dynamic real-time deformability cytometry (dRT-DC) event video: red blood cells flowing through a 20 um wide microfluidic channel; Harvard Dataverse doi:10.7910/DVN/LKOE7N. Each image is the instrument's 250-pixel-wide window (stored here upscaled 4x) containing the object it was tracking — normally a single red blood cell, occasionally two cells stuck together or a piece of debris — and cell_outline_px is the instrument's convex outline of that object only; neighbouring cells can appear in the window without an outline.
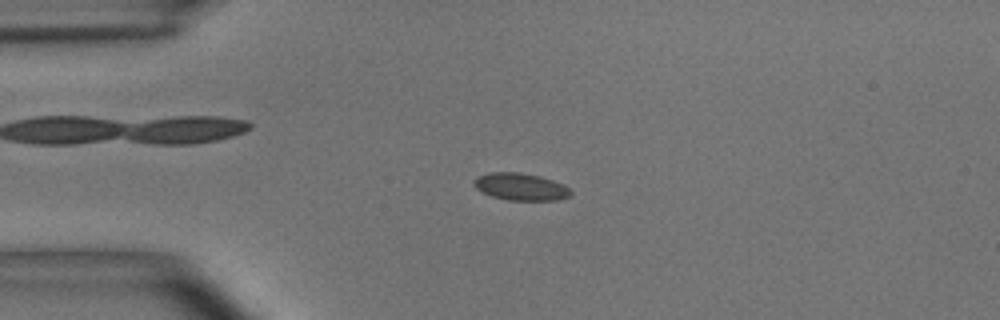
{"species": "common noctule bat (a hibernating species)", "species_latin": "Nyctalus noctula", "temperature_condition": "room temperature", "stored_images_in_passage": 55, "camera_frame_rate_fps": 3000, "um_per_image_px": 0.085, "animal": {"sex": "male", "body_mass_g": 15.6}, "frame": {"image": 1, "passage_image": 13, "time_ms": 4.0, "image_size_px": [1000, 320], "cell_outline_px": [[572, 192], [568, 196], [556, 200], [508, 200], [492, 196], [476, 188], [472, 180], [488, 172], [520, 172], [540, 176], [564, 184]], "centroid_in_image_um": [44.25, 15.86], "position_along_channel_um": 40.7, "area_um2": 15.2}}
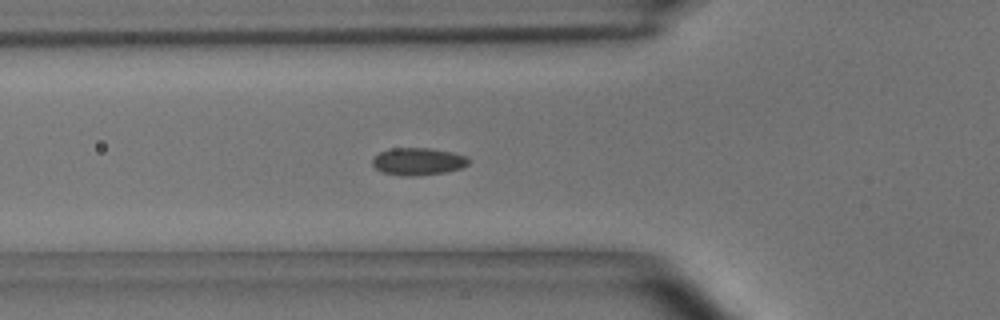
{"frame": {"image": 2, "passage_image": 19, "time_ms": 6.0, "image_size_px": [1000, 320], "cell_outline_px": [[468, 164], [460, 168], [444, 172], [416, 176], [400, 176], [380, 172], [372, 164], [372, 160], [380, 152], [392, 148], [428, 148], [452, 152], [468, 156]], "centroid_in_image_um": [35.51, 13.73], "position_along_channel_um": 90.3, "area_um2": 15.32}}
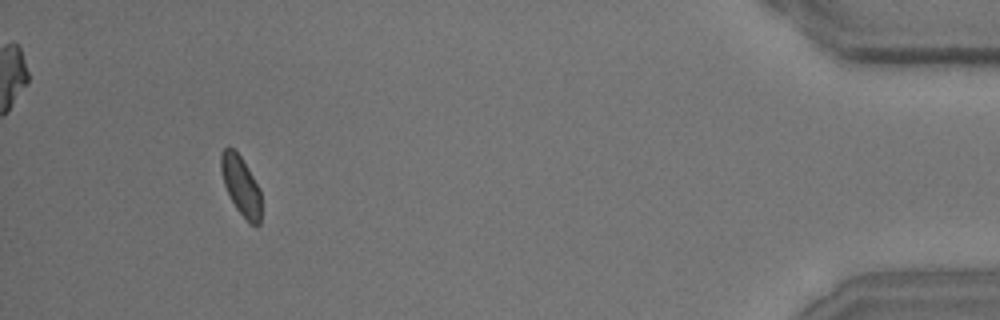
{"frame": {"image": 3, "passage_image": 51, "time_ms": 16.667, "image_size_px": [1000, 320], "cell_outline_px": [[260, 224], [256, 228], [236, 208], [224, 184], [220, 168], [220, 152], [228, 144], [240, 156], [248, 168], [260, 188]], "centroid_in_image_um": [20.47, 15.74], "position_along_channel_um": 414.7, "area_um2": 13.76}, "authors_computed_cell_mechanics": {"area_um2": 14.9124, "velocity_mm_per_s": 3.6539, "shape_relaxation_time_tau1_ms": 3.7381, "shape_relaxation_time_tau2_ms": null, "deformation_change_tau1": 0.0774, "deformation_change_tau2": null}}